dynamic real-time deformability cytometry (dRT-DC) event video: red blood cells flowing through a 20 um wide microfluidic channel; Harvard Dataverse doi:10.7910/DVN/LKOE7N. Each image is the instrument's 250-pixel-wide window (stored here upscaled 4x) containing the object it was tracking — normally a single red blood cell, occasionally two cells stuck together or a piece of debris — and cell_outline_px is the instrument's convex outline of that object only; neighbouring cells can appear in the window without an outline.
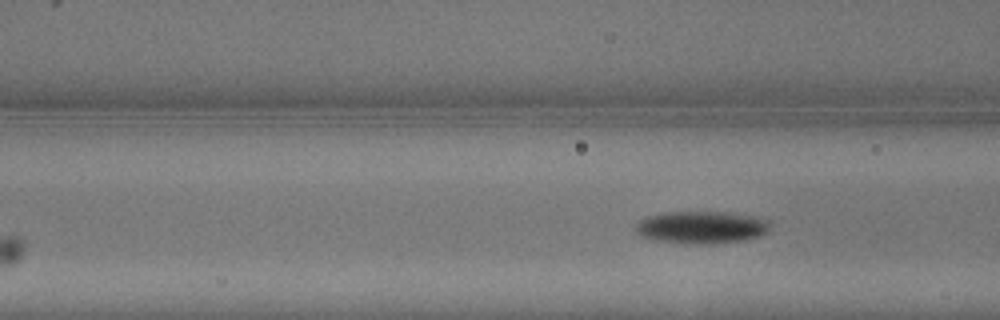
{"species": "common noctule bat (a hibernating species)", "species_latin": "Nyctalus noctula", "temperature_condition": "warm", "stored_images_in_passage": 10, "camera_frame_rate_fps": 3000, "um_per_image_px": 0.085, "animal": {"sex": "male", "body_mass_g": 13.3}, "frame": {"image": 1, "passage_image": 10, "time_ms": 3.0, "image_size_px": [1000, 320], "cell_outline_px": [[768, 228], [760, 236], [744, 240], [712, 244], [688, 244], [652, 240], [640, 236], [636, 232], [636, 224], [640, 220], [648, 216], [664, 212], [732, 212], [756, 216], [768, 220]], "centroid_in_image_um": [59.59, 19.32], "position_along_channel_um": 107.0, "area_um2": 25.61}}